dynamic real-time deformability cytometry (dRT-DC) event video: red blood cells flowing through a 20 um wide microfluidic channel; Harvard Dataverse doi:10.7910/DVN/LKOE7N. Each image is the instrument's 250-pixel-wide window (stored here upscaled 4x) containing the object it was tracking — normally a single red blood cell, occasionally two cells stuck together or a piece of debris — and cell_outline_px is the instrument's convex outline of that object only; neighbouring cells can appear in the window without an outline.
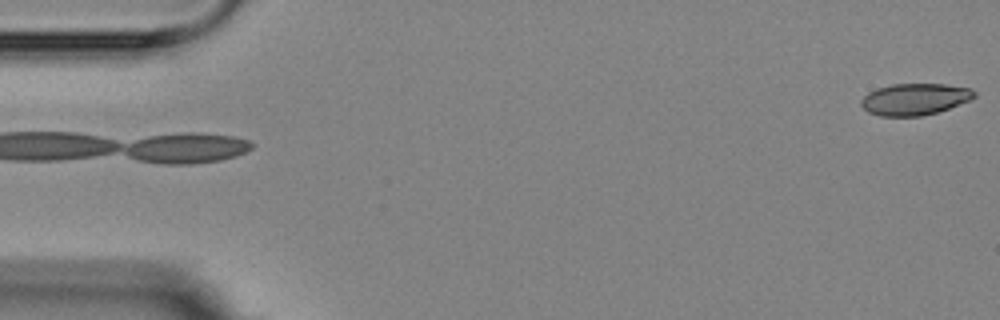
{"species": "Egyptian fruit bat (a non-hibernating species)", "species_latin": "Rousettus aegyptiacus", "temperature_condition": "room temperature", "stored_images_in_passage": 4, "segment_of_instrument_passage": [2, 2], "camera_frame_rate_fps": 3000, "um_per_image_px": 0.085, "animal": {"sex": "female"}, "frame": {"image": 1, "passage_image": 4, "time_ms": 4.333, "image_size_px": [1000, 320], "cell_outline_px": [[976, 96], [968, 100], [948, 108], [936, 112], [920, 116], [880, 116], [868, 112], [860, 104], [860, 100], [868, 92], [876, 88], [892, 84], [944, 84], [972, 88], [976, 92]], "centroid_in_image_um": [77.72, 8.42], "position_along_channel_um": 7.3, "area_um2": 20.81}}